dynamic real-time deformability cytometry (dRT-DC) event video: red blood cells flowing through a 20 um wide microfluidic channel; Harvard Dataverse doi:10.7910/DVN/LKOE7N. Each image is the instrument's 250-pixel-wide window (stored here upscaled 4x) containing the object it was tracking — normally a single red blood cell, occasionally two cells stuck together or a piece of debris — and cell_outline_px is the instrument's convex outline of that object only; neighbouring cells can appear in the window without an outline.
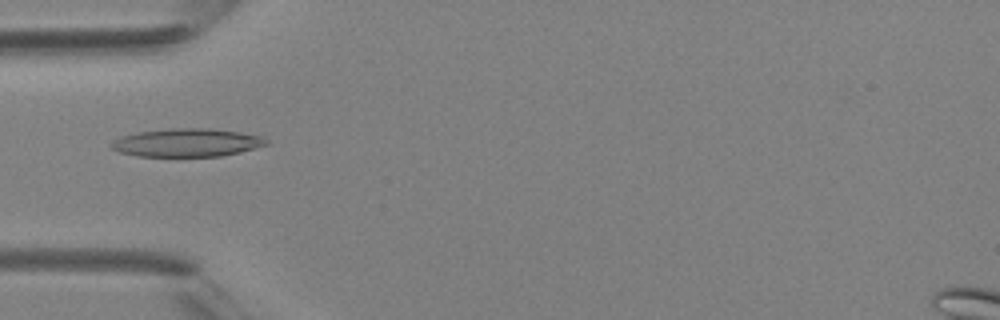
{"species": "Egyptian fruit bat (a non-hibernating species)", "species_latin": "Rousettus aegyptiacus", "temperature_condition": "room temperature", "stored_images_in_passage": 40, "camera_frame_rate_fps": 3000, "um_per_image_px": 0.085, "animal": {"sex": "female"}, "frame": {"image": 1, "passage_image": 13, "time_ms": 4.0, "image_size_px": [1000, 320], "cell_outline_px": [[272, 144], [240, 152], [220, 156], [140, 156], [120, 152], [112, 148], [108, 144], [112, 140], [120, 136], [136, 132], [172, 128], [208, 128], [240, 132], [264, 136]], "centroid_in_image_um": [15.92, 12.11], "position_along_channel_um": 69.1, "area_um2": 25.72}}
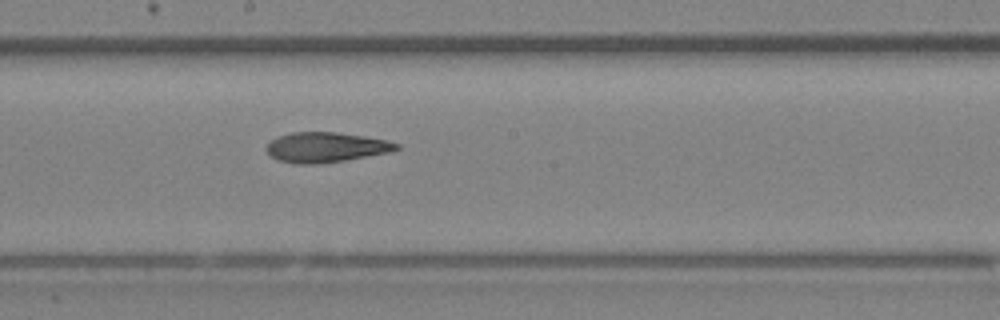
{"frame": {"image": 2, "passage_image": 22, "time_ms": 7.0, "image_size_px": [1000, 320], "cell_outline_px": [[400, 148], [392, 152], [344, 160], [316, 164], [292, 164], [276, 160], [264, 148], [276, 136], [292, 132], [336, 132], [364, 136], [388, 140], [400, 144]], "centroid_in_image_um": [27.7, 12.52], "position_along_channel_um": 220.5, "area_um2": 22.95}}
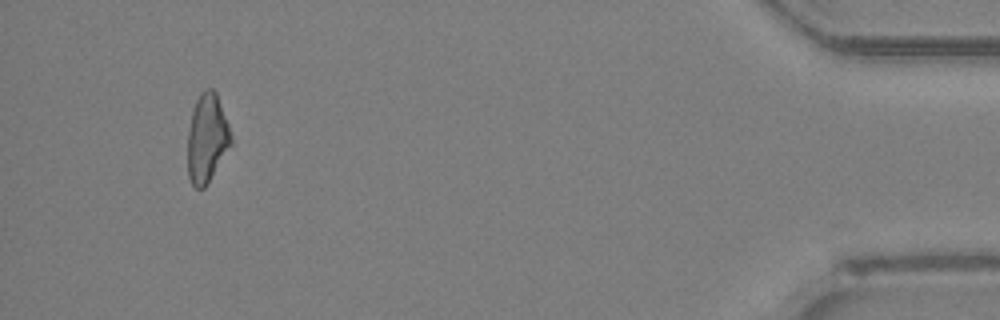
{"frame": {"image": 3, "passage_image": 38, "time_ms": 12.333, "image_size_px": [1000, 320], "cell_outline_px": [[232, 144], [208, 184], [204, 188], [196, 188], [192, 184], [188, 176], [188, 132], [192, 112], [196, 100], [200, 92], [204, 88], [212, 88], [216, 92], [228, 124], [232, 136]], "centroid_in_image_um": [17.6, 11.76], "position_along_channel_um": 417.6, "area_um2": 22.48}}